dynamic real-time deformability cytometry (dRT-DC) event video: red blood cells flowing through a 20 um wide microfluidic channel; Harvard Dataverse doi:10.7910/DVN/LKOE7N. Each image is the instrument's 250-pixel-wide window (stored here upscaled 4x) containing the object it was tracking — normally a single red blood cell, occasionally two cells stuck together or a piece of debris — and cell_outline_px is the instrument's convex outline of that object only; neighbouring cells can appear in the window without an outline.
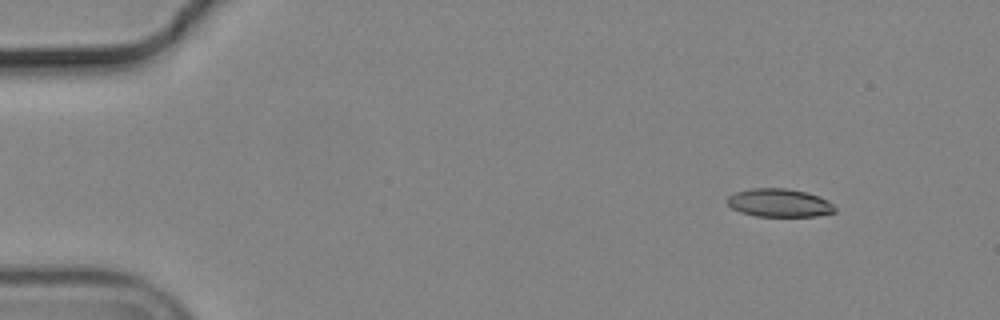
{"species": "common noctule bat (a hibernating species)", "species_latin": "Nyctalus noctula", "temperature_condition": "cold", "stored_images_in_passage": 55, "camera_frame_rate_fps": 3000, "um_per_image_px": 0.085, "animal": {"sex": "male", "body_mass_g": 19.2, "forearm_length_mm": 51.8}, "frame": {"image": 1, "passage_image": 6, "time_ms": 1.667, "image_size_px": [1000, 320], "cell_outline_px": [[836, 212], [816, 216], [756, 216], [740, 212], [732, 208], [728, 204], [728, 196], [736, 192], [752, 188], [784, 188], [808, 192], [820, 196], [828, 200], [836, 208]], "centroid_in_image_um": [66.27, 17.24], "position_along_channel_um": 18.7, "area_um2": 17.74}}
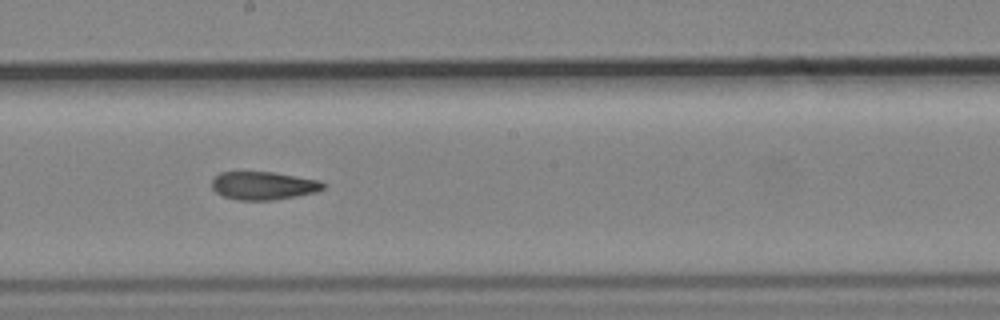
{"frame": {"image": 2, "passage_image": 31, "time_ms": 10.0, "image_size_px": [1000, 320], "cell_outline_px": [[328, 184], [324, 188], [316, 192], [296, 196], [272, 200], [236, 200], [224, 196], [216, 192], [212, 188], [212, 180], [220, 172], [276, 172], [320, 180]], "centroid_in_image_um": [22.43, 15.77], "position_along_channel_um": 225.8, "area_um2": 18.38}}
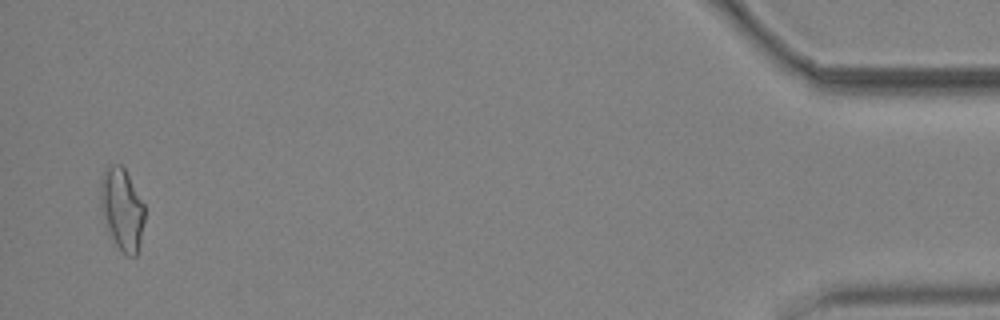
{"frame": {"image": 3, "passage_image": 54, "time_ms": 17.667, "image_size_px": [1000, 320], "cell_outline_px": [[144, 220], [140, 244], [136, 256], [128, 256], [116, 244], [104, 220], [100, 208], [100, 180], [108, 164], [120, 164], [124, 168], [144, 204]], "centroid_in_image_um": [10.36, 17.74], "position_along_channel_um": 424.8, "area_um2": 20.87}, "authors_computed_cell_mechanics": {"area_um2": 18.9584, "velocity_mm_per_s": 3.7062, "shape_relaxation_time_tau1_ms": 8.3543, "shape_relaxation_time_tau2_ms": 4.62, "deformation_change_tau1": 0.2049, "deformation_change_tau2": 0.1356}}